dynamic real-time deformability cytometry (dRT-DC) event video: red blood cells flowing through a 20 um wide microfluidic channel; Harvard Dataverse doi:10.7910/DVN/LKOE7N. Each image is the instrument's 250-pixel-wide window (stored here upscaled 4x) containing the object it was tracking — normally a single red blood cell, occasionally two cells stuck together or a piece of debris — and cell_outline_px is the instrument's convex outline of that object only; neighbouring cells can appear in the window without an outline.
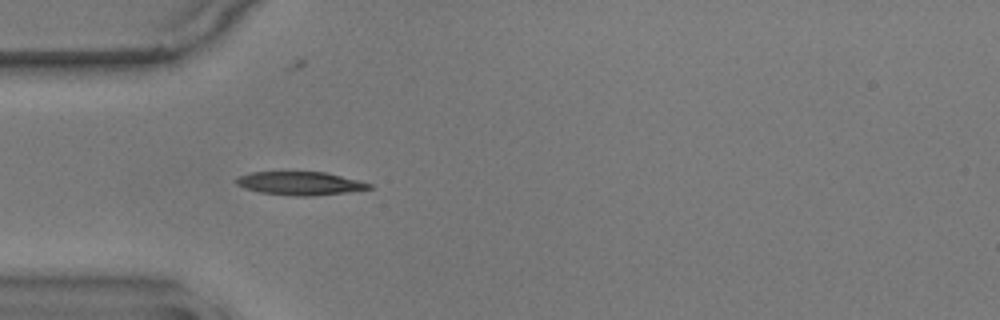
{"species": "common noctule bat (a hibernating species)", "species_latin": "Nyctalus noctula", "temperature_condition": "warm", "stored_images_in_passage": 28, "camera_frame_rate_fps": 3000, "um_per_image_px": 0.085, "animal": {"sex": "male", "body_mass_g": 17.9}, "frame": {"image": 1, "passage_image": 1, "time_ms": 0.0, "image_size_px": [1000, 320], "cell_outline_px": [[372, 188], [348, 192], [312, 196], [296, 196], [260, 192], [244, 188], [236, 184], [236, 180], [240, 176], [252, 172], [324, 172], [360, 180], [372, 184]], "centroid_in_image_um": [25.54, 15.59], "position_along_channel_um": 59.5, "area_um2": 17.98}}
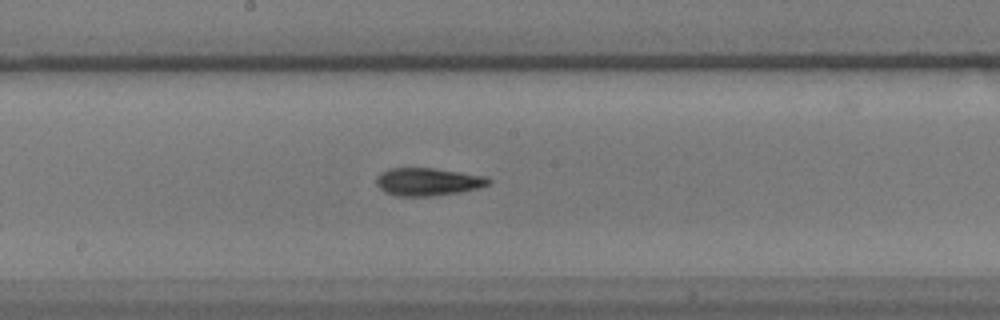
{"frame": {"image": 2, "passage_image": 14, "time_ms": 4.333, "image_size_px": [1000, 320], "cell_outline_px": [[492, 180], [488, 184], [476, 188], [460, 192], [432, 196], [396, 196], [384, 192], [376, 184], [376, 180], [380, 172], [388, 168], [432, 168], [488, 176]], "centroid_in_image_um": [36.34, 15.45], "position_along_channel_um": 211.9, "area_um2": 18.21}}
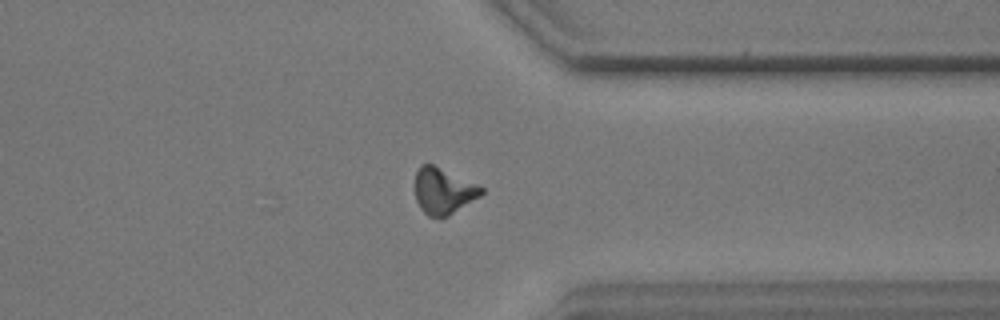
{"frame": {"image": 3, "passage_image": 28, "time_ms": 9.0, "image_size_px": [1000, 320], "cell_outline_px": [[484, 192], [480, 196], [448, 216], [428, 216], [420, 208], [416, 200], [416, 172], [420, 164], [432, 164], [476, 184], [484, 188]], "centroid_in_image_um": [37.67, 16.23], "position_along_channel_um": 373.7, "area_um2": 17.46}, "authors_computed_cell_mechanics": {"area_um2": 17.5423, "velocity_mm_per_s": 3.5519, "shape_relaxation_time_tau1_ms": 8.5764, "shape_relaxation_time_tau2_ms": null, "deformation_change_tau1": 0.2172, "deformation_change_tau2": null}}